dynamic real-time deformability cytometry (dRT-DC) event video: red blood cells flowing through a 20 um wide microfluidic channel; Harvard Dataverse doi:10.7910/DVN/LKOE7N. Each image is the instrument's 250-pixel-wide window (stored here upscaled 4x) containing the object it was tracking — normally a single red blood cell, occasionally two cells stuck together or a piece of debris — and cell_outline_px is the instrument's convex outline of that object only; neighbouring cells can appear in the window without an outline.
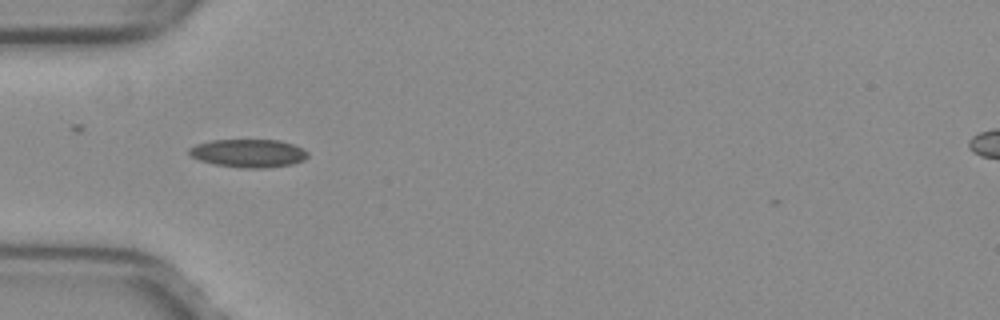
{"species": "common noctule bat (a hibernating species)", "species_latin": "Nyctalus noctula", "temperature_condition": "warm", "stored_images_in_passage": 27, "camera_frame_rate_fps": 3000, "um_per_image_px": 0.085, "animal": {"sex": "female", "body_mass_g": 29.2, "forearm_length_mm": 56.3}, "frame": {"image": 1, "passage_image": 1, "time_ms": 0.0, "image_size_px": [1000, 320], "cell_outline_px": [[308, 156], [304, 160], [292, 164], [268, 168], [240, 168], [212, 164], [200, 160], [192, 156], [188, 152], [188, 148], [196, 144], [212, 140], [280, 140], [292, 144], [308, 152]], "centroid_in_image_um": [21.1, 13.03], "position_along_channel_um": 63.9, "area_um2": 19.54}}
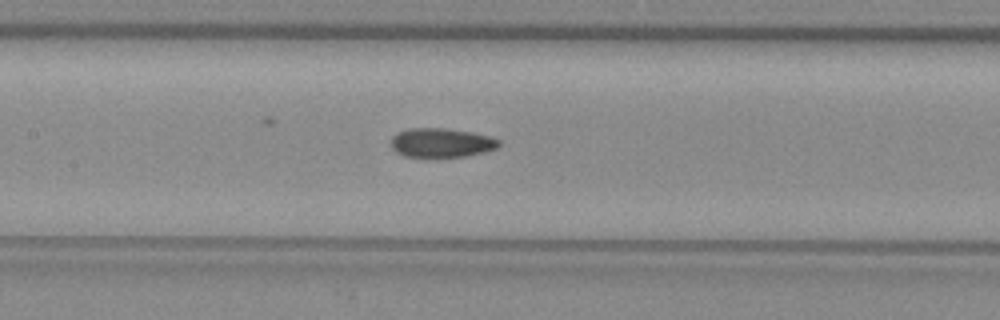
{"frame": {"image": 2, "passage_image": 9, "time_ms": 2.667, "image_size_px": [1000, 320], "cell_outline_px": [[500, 144], [496, 148], [484, 152], [468, 156], [404, 156], [396, 152], [392, 148], [392, 136], [408, 128], [444, 128], [472, 132], [488, 136], [500, 140]], "centroid_in_image_um": [37.53, 12.12], "position_along_channel_um": 169.9, "area_um2": 18.09}}
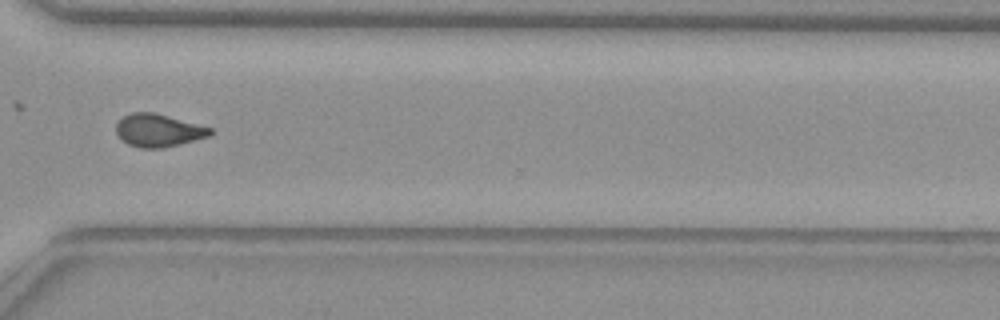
{"frame": {"image": 3, "passage_image": 23, "time_ms": 7.333, "image_size_px": [1000, 320], "cell_outline_px": [[212, 132], [208, 136], [180, 144], [164, 148], [140, 148], [128, 144], [120, 140], [116, 132], [116, 124], [124, 116], [132, 112], [156, 112], [212, 128]], "centroid_in_image_um": [13.43, 11.08], "position_along_channel_um": 357.2, "area_um2": 18.03}, "authors_computed_cell_mechanics": {"area_um2": 18.4382, "velocity_mm_per_s": 4.0173, "shape_relaxation_time_tau1_ms": null, "shape_relaxation_time_tau2_ms": 2.3647, "deformation_change_tau1": null, "deformation_change_tau2": 0.0851}}